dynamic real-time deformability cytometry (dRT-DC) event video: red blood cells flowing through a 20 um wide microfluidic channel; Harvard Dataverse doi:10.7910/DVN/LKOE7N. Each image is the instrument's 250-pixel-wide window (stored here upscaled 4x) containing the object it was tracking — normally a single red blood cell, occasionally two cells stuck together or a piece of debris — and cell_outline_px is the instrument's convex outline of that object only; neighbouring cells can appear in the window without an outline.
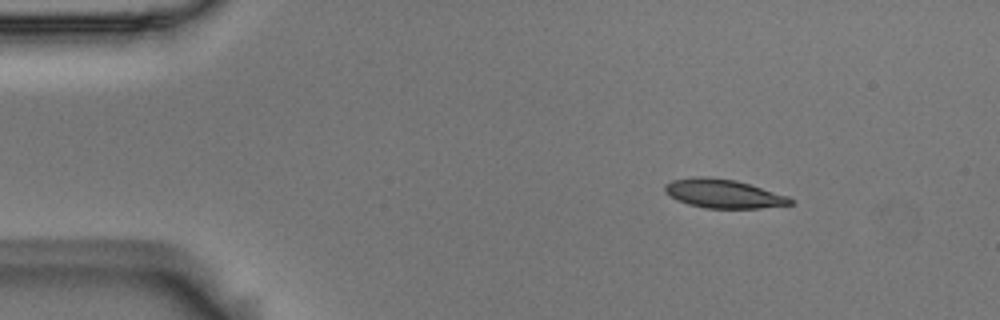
{"species": "Egyptian fruit bat (a non-hibernating species)", "species_latin": "Rousettus aegyptiacus", "temperature_condition": "room temperature", "stored_images_in_passage": 4, "camera_frame_rate_fps": 3000, "um_per_image_px": 0.085, "animal": {"sex": "male"}, "frame": {"image": 1, "passage_image": 1, "time_ms": 0.0, "image_size_px": [1000, 320], "cell_outline_px": [[796, 204], [760, 208], [704, 208], [688, 204], [676, 200], [668, 196], [664, 192], [664, 184], [672, 180], [692, 176], [700, 176], [736, 180], [788, 196], [796, 200]], "centroid_in_image_um": [61.47, 16.46], "position_along_channel_um": 23.5, "area_um2": 21.33}}